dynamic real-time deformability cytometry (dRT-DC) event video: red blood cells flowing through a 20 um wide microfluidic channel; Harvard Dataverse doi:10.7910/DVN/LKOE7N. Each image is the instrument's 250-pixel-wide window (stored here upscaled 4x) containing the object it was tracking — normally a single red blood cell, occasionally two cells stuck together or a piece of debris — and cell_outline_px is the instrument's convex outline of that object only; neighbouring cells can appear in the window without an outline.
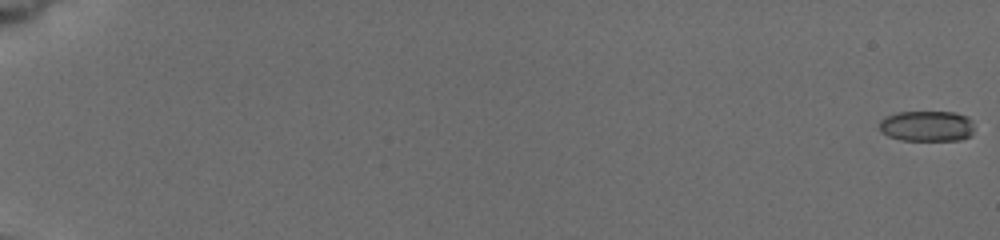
{"species": "common noctule bat (a hibernating species)", "species_latin": "Nyctalus noctula", "temperature_condition": "cold", "stored_images_in_passage": 11, "camera_frame_rate_fps": 3000, "um_per_image_px": 0.085, "animal": {"sex": "female", "body_mass_g": 19.5, "forearm_length_mm": 54.1}, "frame": {"image": 1, "passage_image": 1, "time_ms": 0.0, "image_size_px": [1000, 240], "cell_outline_px": [[972, 136], [960, 140], [900, 140], [888, 136], [880, 132], [880, 120], [884, 116], [896, 112], [956, 112], [968, 116], [972, 120]], "centroid_in_image_um": [78.78, 10.71], "position_along_channel_um": 6.2, "area_um2": 17.22}}